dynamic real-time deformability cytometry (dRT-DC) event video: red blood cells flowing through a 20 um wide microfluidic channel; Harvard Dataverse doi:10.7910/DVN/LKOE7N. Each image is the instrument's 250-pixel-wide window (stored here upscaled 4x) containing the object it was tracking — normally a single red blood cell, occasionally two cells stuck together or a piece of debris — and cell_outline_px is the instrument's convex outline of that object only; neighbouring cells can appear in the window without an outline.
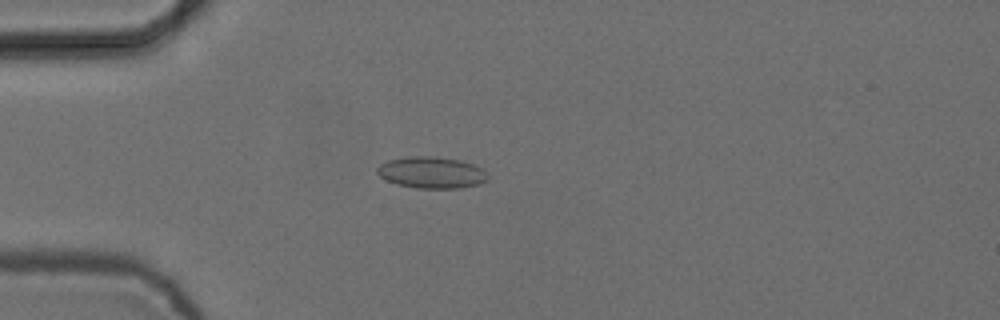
{"species": "common noctule bat (a hibernating species)", "species_latin": "Nyctalus noctula", "temperature_condition": "cold", "stored_images_in_passage": 4, "camera_frame_rate_fps": 3000, "um_per_image_px": 0.085, "animal": {"sex": "female", "body_mass_g": 24.6, "forearm_length_mm": 56.2}, "frame": {"image": 1, "passage_image": 3, "time_ms": 0.667, "image_size_px": [1000, 320], "cell_outline_px": [[488, 180], [480, 184], [460, 188], [416, 188], [396, 184], [384, 180], [376, 172], [376, 168], [380, 164], [388, 160], [408, 156], [436, 156], [460, 160], [484, 168], [488, 176]], "centroid_in_image_um": [36.68, 14.66], "position_along_channel_um": 48.3, "area_um2": 20.63}}